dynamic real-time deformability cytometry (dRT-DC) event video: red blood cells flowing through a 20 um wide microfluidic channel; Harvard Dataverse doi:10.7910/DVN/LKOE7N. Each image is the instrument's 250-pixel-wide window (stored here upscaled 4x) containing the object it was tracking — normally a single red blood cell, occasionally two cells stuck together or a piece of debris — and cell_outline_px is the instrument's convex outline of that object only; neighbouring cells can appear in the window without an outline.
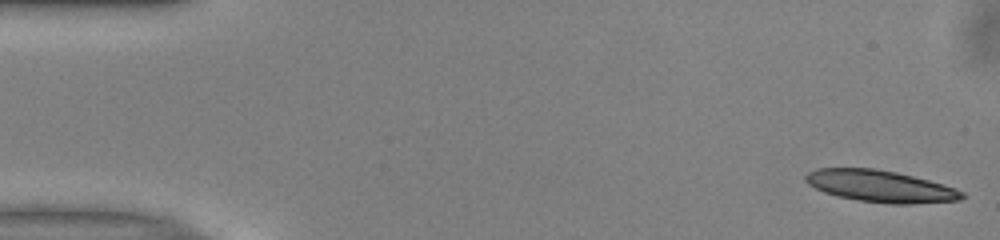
{"species": "common noctule bat (a hibernating species)", "species_latin": "Nyctalus noctula", "temperature_condition": "warm", "stored_images_in_passage": 10, "camera_frame_rate_fps": 3000, "um_per_image_px": 0.085, "animal": {"sex": "male", "body_mass_g": 13.0, "forearm_length_mm": 53.1}, "frame": {"image": 1, "passage_image": 1, "time_ms": 0.0, "image_size_px": [1000, 240], "cell_outline_px": [[968, 196], [960, 200], [912, 204], [892, 204], [860, 200], [836, 196], [824, 192], [808, 184], [804, 180], [804, 176], [808, 172], [816, 168], [872, 168], [896, 172], [944, 184], [956, 188], [964, 192]], "centroid_in_image_um": [74.85, 15.83], "position_along_channel_um": 10.1, "area_um2": 29.07}}